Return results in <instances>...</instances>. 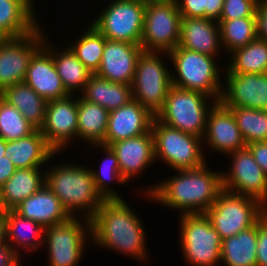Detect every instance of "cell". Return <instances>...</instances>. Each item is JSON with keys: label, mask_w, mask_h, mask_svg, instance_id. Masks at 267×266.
<instances>
[{"label": "cell", "mask_w": 267, "mask_h": 266, "mask_svg": "<svg viewBox=\"0 0 267 266\" xmlns=\"http://www.w3.org/2000/svg\"><path fill=\"white\" fill-rule=\"evenodd\" d=\"M220 102L230 107L267 111V73L225 74ZM225 86V87H224ZM225 88V89H224Z\"/></svg>", "instance_id": "16"}, {"label": "cell", "mask_w": 267, "mask_h": 266, "mask_svg": "<svg viewBox=\"0 0 267 266\" xmlns=\"http://www.w3.org/2000/svg\"><path fill=\"white\" fill-rule=\"evenodd\" d=\"M154 117L134 99L120 108L109 111L107 131L101 145L109 146L117 141L147 133L151 129Z\"/></svg>", "instance_id": "19"}, {"label": "cell", "mask_w": 267, "mask_h": 266, "mask_svg": "<svg viewBox=\"0 0 267 266\" xmlns=\"http://www.w3.org/2000/svg\"><path fill=\"white\" fill-rule=\"evenodd\" d=\"M5 37L0 33V40L4 39Z\"/></svg>", "instance_id": "51"}, {"label": "cell", "mask_w": 267, "mask_h": 266, "mask_svg": "<svg viewBox=\"0 0 267 266\" xmlns=\"http://www.w3.org/2000/svg\"><path fill=\"white\" fill-rule=\"evenodd\" d=\"M154 138L155 159H161L168 167L193 170L207 163L203 153V140L159 122L155 117L151 124Z\"/></svg>", "instance_id": "6"}, {"label": "cell", "mask_w": 267, "mask_h": 266, "mask_svg": "<svg viewBox=\"0 0 267 266\" xmlns=\"http://www.w3.org/2000/svg\"><path fill=\"white\" fill-rule=\"evenodd\" d=\"M77 115V138L90 145H101L107 131L109 111L79 95Z\"/></svg>", "instance_id": "32"}, {"label": "cell", "mask_w": 267, "mask_h": 266, "mask_svg": "<svg viewBox=\"0 0 267 266\" xmlns=\"http://www.w3.org/2000/svg\"><path fill=\"white\" fill-rule=\"evenodd\" d=\"M14 210L21 216L41 224L44 228L64 223L71 218L59 198L46 184L22 201Z\"/></svg>", "instance_id": "23"}, {"label": "cell", "mask_w": 267, "mask_h": 266, "mask_svg": "<svg viewBox=\"0 0 267 266\" xmlns=\"http://www.w3.org/2000/svg\"><path fill=\"white\" fill-rule=\"evenodd\" d=\"M181 18L175 0L146 2L140 43L143 51L169 53L178 46Z\"/></svg>", "instance_id": "10"}, {"label": "cell", "mask_w": 267, "mask_h": 266, "mask_svg": "<svg viewBox=\"0 0 267 266\" xmlns=\"http://www.w3.org/2000/svg\"><path fill=\"white\" fill-rule=\"evenodd\" d=\"M32 0H0V33L6 37H22L32 33L41 23L34 14Z\"/></svg>", "instance_id": "25"}, {"label": "cell", "mask_w": 267, "mask_h": 266, "mask_svg": "<svg viewBox=\"0 0 267 266\" xmlns=\"http://www.w3.org/2000/svg\"><path fill=\"white\" fill-rule=\"evenodd\" d=\"M266 212L258 199L223 190L205 214L223 240L252 227Z\"/></svg>", "instance_id": "8"}, {"label": "cell", "mask_w": 267, "mask_h": 266, "mask_svg": "<svg viewBox=\"0 0 267 266\" xmlns=\"http://www.w3.org/2000/svg\"><path fill=\"white\" fill-rule=\"evenodd\" d=\"M202 140L213 152L225 155L246 148L234 114L220 101H216L208 112Z\"/></svg>", "instance_id": "17"}, {"label": "cell", "mask_w": 267, "mask_h": 266, "mask_svg": "<svg viewBox=\"0 0 267 266\" xmlns=\"http://www.w3.org/2000/svg\"><path fill=\"white\" fill-rule=\"evenodd\" d=\"M255 16L257 38L267 41V0H258Z\"/></svg>", "instance_id": "42"}, {"label": "cell", "mask_w": 267, "mask_h": 266, "mask_svg": "<svg viewBox=\"0 0 267 266\" xmlns=\"http://www.w3.org/2000/svg\"><path fill=\"white\" fill-rule=\"evenodd\" d=\"M43 167L17 169L0 188L4 209L14 210L22 201L35 194L45 184Z\"/></svg>", "instance_id": "27"}, {"label": "cell", "mask_w": 267, "mask_h": 266, "mask_svg": "<svg viewBox=\"0 0 267 266\" xmlns=\"http://www.w3.org/2000/svg\"><path fill=\"white\" fill-rule=\"evenodd\" d=\"M143 1L148 2V1H167V0H143Z\"/></svg>", "instance_id": "50"}, {"label": "cell", "mask_w": 267, "mask_h": 266, "mask_svg": "<svg viewBox=\"0 0 267 266\" xmlns=\"http://www.w3.org/2000/svg\"><path fill=\"white\" fill-rule=\"evenodd\" d=\"M75 95L77 94L47 103L45 119L40 132L57 154L67 148V145L70 146L74 139H77L78 97Z\"/></svg>", "instance_id": "15"}, {"label": "cell", "mask_w": 267, "mask_h": 266, "mask_svg": "<svg viewBox=\"0 0 267 266\" xmlns=\"http://www.w3.org/2000/svg\"><path fill=\"white\" fill-rule=\"evenodd\" d=\"M5 222L6 243L19 257L21 256L19 251L22 249L37 252V249L44 245L45 228L41 224L21 216L15 210L5 212Z\"/></svg>", "instance_id": "26"}, {"label": "cell", "mask_w": 267, "mask_h": 266, "mask_svg": "<svg viewBox=\"0 0 267 266\" xmlns=\"http://www.w3.org/2000/svg\"><path fill=\"white\" fill-rule=\"evenodd\" d=\"M181 17L205 18V0H175Z\"/></svg>", "instance_id": "41"}, {"label": "cell", "mask_w": 267, "mask_h": 266, "mask_svg": "<svg viewBox=\"0 0 267 266\" xmlns=\"http://www.w3.org/2000/svg\"><path fill=\"white\" fill-rule=\"evenodd\" d=\"M80 96L108 111L120 108L133 99L131 85L111 82L96 74L90 76Z\"/></svg>", "instance_id": "29"}, {"label": "cell", "mask_w": 267, "mask_h": 266, "mask_svg": "<svg viewBox=\"0 0 267 266\" xmlns=\"http://www.w3.org/2000/svg\"><path fill=\"white\" fill-rule=\"evenodd\" d=\"M0 96L16 107L37 130L43 126L48 101L25 82L6 87Z\"/></svg>", "instance_id": "30"}, {"label": "cell", "mask_w": 267, "mask_h": 266, "mask_svg": "<svg viewBox=\"0 0 267 266\" xmlns=\"http://www.w3.org/2000/svg\"><path fill=\"white\" fill-rule=\"evenodd\" d=\"M167 52L142 51L138 56L132 82L133 99L143 105L151 114L162 109L172 86L171 73L163 62Z\"/></svg>", "instance_id": "7"}, {"label": "cell", "mask_w": 267, "mask_h": 266, "mask_svg": "<svg viewBox=\"0 0 267 266\" xmlns=\"http://www.w3.org/2000/svg\"><path fill=\"white\" fill-rule=\"evenodd\" d=\"M6 243V222L5 215L0 216V246H3Z\"/></svg>", "instance_id": "47"}, {"label": "cell", "mask_w": 267, "mask_h": 266, "mask_svg": "<svg viewBox=\"0 0 267 266\" xmlns=\"http://www.w3.org/2000/svg\"><path fill=\"white\" fill-rule=\"evenodd\" d=\"M42 28L39 25L28 35L0 40V93L6 87L24 82L30 58L45 40Z\"/></svg>", "instance_id": "13"}, {"label": "cell", "mask_w": 267, "mask_h": 266, "mask_svg": "<svg viewBox=\"0 0 267 266\" xmlns=\"http://www.w3.org/2000/svg\"><path fill=\"white\" fill-rule=\"evenodd\" d=\"M20 257L8 245L0 246V266H20Z\"/></svg>", "instance_id": "44"}, {"label": "cell", "mask_w": 267, "mask_h": 266, "mask_svg": "<svg viewBox=\"0 0 267 266\" xmlns=\"http://www.w3.org/2000/svg\"><path fill=\"white\" fill-rule=\"evenodd\" d=\"M5 156L10 158L17 169L43 167L57 153L48 145L46 139L36 130L31 135L14 141H6Z\"/></svg>", "instance_id": "24"}, {"label": "cell", "mask_w": 267, "mask_h": 266, "mask_svg": "<svg viewBox=\"0 0 267 266\" xmlns=\"http://www.w3.org/2000/svg\"><path fill=\"white\" fill-rule=\"evenodd\" d=\"M141 45L105 40L102 60L96 75L115 83L132 85Z\"/></svg>", "instance_id": "18"}, {"label": "cell", "mask_w": 267, "mask_h": 266, "mask_svg": "<svg viewBox=\"0 0 267 266\" xmlns=\"http://www.w3.org/2000/svg\"><path fill=\"white\" fill-rule=\"evenodd\" d=\"M178 46L219 57L222 49L219 23L209 18L182 17Z\"/></svg>", "instance_id": "22"}, {"label": "cell", "mask_w": 267, "mask_h": 266, "mask_svg": "<svg viewBox=\"0 0 267 266\" xmlns=\"http://www.w3.org/2000/svg\"><path fill=\"white\" fill-rule=\"evenodd\" d=\"M24 82L47 101L70 95L63 86L51 54L43 46L30 58Z\"/></svg>", "instance_id": "21"}, {"label": "cell", "mask_w": 267, "mask_h": 266, "mask_svg": "<svg viewBox=\"0 0 267 266\" xmlns=\"http://www.w3.org/2000/svg\"><path fill=\"white\" fill-rule=\"evenodd\" d=\"M256 163L267 176V141H257L246 145Z\"/></svg>", "instance_id": "43"}, {"label": "cell", "mask_w": 267, "mask_h": 266, "mask_svg": "<svg viewBox=\"0 0 267 266\" xmlns=\"http://www.w3.org/2000/svg\"><path fill=\"white\" fill-rule=\"evenodd\" d=\"M207 164L193 170L175 171L176 176L152 184L144 194L154 203L180 210L182 215L205 213L224 190L222 173L212 171Z\"/></svg>", "instance_id": "1"}, {"label": "cell", "mask_w": 267, "mask_h": 266, "mask_svg": "<svg viewBox=\"0 0 267 266\" xmlns=\"http://www.w3.org/2000/svg\"><path fill=\"white\" fill-rule=\"evenodd\" d=\"M89 237L91 240V221L82 216L46 227L44 244L48 245V265L78 266Z\"/></svg>", "instance_id": "12"}, {"label": "cell", "mask_w": 267, "mask_h": 266, "mask_svg": "<svg viewBox=\"0 0 267 266\" xmlns=\"http://www.w3.org/2000/svg\"><path fill=\"white\" fill-rule=\"evenodd\" d=\"M46 38L42 46L51 54L64 88L70 95H74L77 90L81 93L92 73L77 59L68 46L63 50H56Z\"/></svg>", "instance_id": "28"}, {"label": "cell", "mask_w": 267, "mask_h": 266, "mask_svg": "<svg viewBox=\"0 0 267 266\" xmlns=\"http://www.w3.org/2000/svg\"><path fill=\"white\" fill-rule=\"evenodd\" d=\"M257 222L235 236L222 240L224 266H257Z\"/></svg>", "instance_id": "31"}, {"label": "cell", "mask_w": 267, "mask_h": 266, "mask_svg": "<svg viewBox=\"0 0 267 266\" xmlns=\"http://www.w3.org/2000/svg\"><path fill=\"white\" fill-rule=\"evenodd\" d=\"M145 6L143 0H113L90 24L107 40L140 45Z\"/></svg>", "instance_id": "11"}, {"label": "cell", "mask_w": 267, "mask_h": 266, "mask_svg": "<svg viewBox=\"0 0 267 266\" xmlns=\"http://www.w3.org/2000/svg\"><path fill=\"white\" fill-rule=\"evenodd\" d=\"M105 40L106 38L90 24L74 44L69 43V48L92 74H96L101 64Z\"/></svg>", "instance_id": "35"}, {"label": "cell", "mask_w": 267, "mask_h": 266, "mask_svg": "<svg viewBox=\"0 0 267 266\" xmlns=\"http://www.w3.org/2000/svg\"><path fill=\"white\" fill-rule=\"evenodd\" d=\"M36 130L16 107L0 96V138L14 141L25 138Z\"/></svg>", "instance_id": "38"}, {"label": "cell", "mask_w": 267, "mask_h": 266, "mask_svg": "<svg viewBox=\"0 0 267 266\" xmlns=\"http://www.w3.org/2000/svg\"><path fill=\"white\" fill-rule=\"evenodd\" d=\"M17 170L16 166L11 162L10 158L0 160V188Z\"/></svg>", "instance_id": "46"}, {"label": "cell", "mask_w": 267, "mask_h": 266, "mask_svg": "<svg viewBox=\"0 0 267 266\" xmlns=\"http://www.w3.org/2000/svg\"><path fill=\"white\" fill-rule=\"evenodd\" d=\"M180 244L188 265L217 266L221 263L222 239L205 213L180 214Z\"/></svg>", "instance_id": "9"}, {"label": "cell", "mask_w": 267, "mask_h": 266, "mask_svg": "<svg viewBox=\"0 0 267 266\" xmlns=\"http://www.w3.org/2000/svg\"><path fill=\"white\" fill-rule=\"evenodd\" d=\"M221 45L226 54L245 47L257 38L256 17H243L234 20H218Z\"/></svg>", "instance_id": "36"}, {"label": "cell", "mask_w": 267, "mask_h": 266, "mask_svg": "<svg viewBox=\"0 0 267 266\" xmlns=\"http://www.w3.org/2000/svg\"><path fill=\"white\" fill-rule=\"evenodd\" d=\"M6 210L4 209V206L1 201V191H0V216L5 215Z\"/></svg>", "instance_id": "49"}, {"label": "cell", "mask_w": 267, "mask_h": 266, "mask_svg": "<svg viewBox=\"0 0 267 266\" xmlns=\"http://www.w3.org/2000/svg\"><path fill=\"white\" fill-rule=\"evenodd\" d=\"M224 0H205V18L218 21L222 10Z\"/></svg>", "instance_id": "45"}, {"label": "cell", "mask_w": 267, "mask_h": 266, "mask_svg": "<svg viewBox=\"0 0 267 266\" xmlns=\"http://www.w3.org/2000/svg\"><path fill=\"white\" fill-rule=\"evenodd\" d=\"M246 145L267 141V111L246 107H230Z\"/></svg>", "instance_id": "37"}, {"label": "cell", "mask_w": 267, "mask_h": 266, "mask_svg": "<svg viewBox=\"0 0 267 266\" xmlns=\"http://www.w3.org/2000/svg\"><path fill=\"white\" fill-rule=\"evenodd\" d=\"M6 141L0 138V160L5 159Z\"/></svg>", "instance_id": "48"}, {"label": "cell", "mask_w": 267, "mask_h": 266, "mask_svg": "<svg viewBox=\"0 0 267 266\" xmlns=\"http://www.w3.org/2000/svg\"><path fill=\"white\" fill-rule=\"evenodd\" d=\"M257 266H267V212L257 221Z\"/></svg>", "instance_id": "40"}, {"label": "cell", "mask_w": 267, "mask_h": 266, "mask_svg": "<svg viewBox=\"0 0 267 266\" xmlns=\"http://www.w3.org/2000/svg\"><path fill=\"white\" fill-rule=\"evenodd\" d=\"M170 59L175 73H171L173 86L201 92L219 101L222 94V73L225 71L216 64V58L197 51L188 50L176 46L167 55ZM221 79V80H220Z\"/></svg>", "instance_id": "4"}, {"label": "cell", "mask_w": 267, "mask_h": 266, "mask_svg": "<svg viewBox=\"0 0 267 266\" xmlns=\"http://www.w3.org/2000/svg\"><path fill=\"white\" fill-rule=\"evenodd\" d=\"M227 156L232 159V164L228 172H222L223 189L258 199L267 207V176L250 151L244 148Z\"/></svg>", "instance_id": "14"}, {"label": "cell", "mask_w": 267, "mask_h": 266, "mask_svg": "<svg viewBox=\"0 0 267 266\" xmlns=\"http://www.w3.org/2000/svg\"><path fill=\"white\" fill-rule=\"evenodd\" d=\"M90 221V242L93 241L99 248L118 251L138 261L147 262L143 222L125 200H105Z\"/></svg>", "instance_id": "2"}, {"label": "cell", "mask_w": 267, "mask_h": 266, "mask_svg": "<svg viewBox=\"0 0 267 266\" xmlns=\"http://www.w3.org/2000/svg\"><path fill=\"white\" fill-rule=\"evenodd\" d=\"M84 166L72 163L52 165L45 172V184L71 217H78L76 213H80L83 218L91 220L105 200L95 188L91 168Z\"/></svg>", "instance_id": "3"}, {"label": "cell", "mask_w": 267, "mask_h": 266, "mask_svg": "<svg viewBox=\"0 0 267 266\" xmlns=\"http://www.w3.org/2000/svg\"><path fill=\"white\" fill-rule=\"evenodd\" d=\"M109 147L116 154L120 173L127 183L156 161L151 129L143 135L112 143Z\"/></svg>", "instance_id": "20"}, {"label": "cell", "mask_w": 267, "mask_h": 266, "mask_svg": "<svg viewBox=\"0 0 267 266\" xmlns=\"http://www.w3.org/2000/svg\"><path fill=\"white\" fill-rule=\"evenodd\" d=\"M258 0H224L219 20H234L243 17H256Z\"/></svg>", "instance_id": "39"}, {"label": "cell", "mask_w": 267, "mask_h": 266, "mask_svg": "<svg viewBox=\"0 0 267 266\" xmlns=\"http://www.w3.org/2000/svg\"><path fill=\"white\" fill-rule=\"evenodd\" d=\"M215 102L216 100L201 92L172 85L162 109L155 118L171 128L203 138L206 118Z\"/></svg>", "instance_id": "5"}, {"label": "cell", "mask_w": 267, "mask_h": 266, "mask_svg": "<svg viewBox=\"0 0 267 266\" xmlns=\"http://www.w3.org/2000/svg\"><path fill=\"white\" fill-rule=\"evenodd\" d=\"M94 148H99L104 151L106 157L101 161L100 169H92L93 180L97 192L101 195L104 200H124L115 188L111 184L116 181L118 184L126 185L127 182L123 179L120 173V166L116 154L109 146L105 145H92ZM112 183H111V182ZM112 187V188H111Z\"/></svg>", "instance_id": "34"}, {"label": "cell", "mask_w": 267, "mask_h": 266, "mask_svg": "<svg viewBox=\"0 0 267 266\" xmlns=\"http://www.w3.org/2000/svg\"><path fill=\"white\" fill-rule=\"evenodd\" d=\"M224 74L267 73V41L256 38L230 53Z\"/></svg>", "instance_id": "33"}]
</instances>
